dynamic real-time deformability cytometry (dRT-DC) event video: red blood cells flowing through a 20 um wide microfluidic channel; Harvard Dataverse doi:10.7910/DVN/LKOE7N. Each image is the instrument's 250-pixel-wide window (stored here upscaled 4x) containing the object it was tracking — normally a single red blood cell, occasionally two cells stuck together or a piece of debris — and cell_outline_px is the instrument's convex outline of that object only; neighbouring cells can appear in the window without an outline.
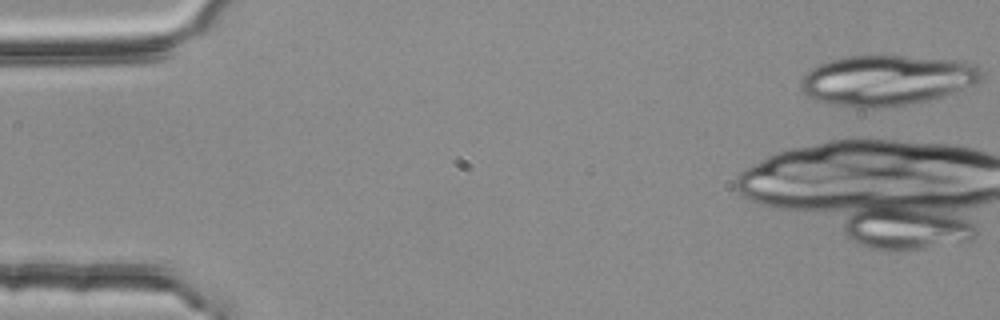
{"species": "common noctule bat (a hibernating species)", "species_latin": "Nyctalus noctula", "temperature_condition": "room temperature", "stored_images_in_passage": 4, "camera_frame_rate_fps": 3000, "um_per_image_px": 0.085, "animal": {"sex": "female", "body_mass_g": 25.1}, "frame": {"image": 1, "passage_image": 1, "time_ms": 0.0, "image_size_px": [1000, 320], "cell_outline_px": [[984, 76], [980, 84], [928, 100], [912, 104], [888, 108], [856, 108], [832, 104], [816, 100], [808, 96], [804, 92], [800, 84], [800, 80], [812, 68], [820, 64], [832, 60], [848, 56], [884, 52], [964, 60], [976, 64], [984, 72]], "centroid_in_image_um": [75.49, 6.78], "position_along_channel_um": 9.5, "area_um2": 55.08}}